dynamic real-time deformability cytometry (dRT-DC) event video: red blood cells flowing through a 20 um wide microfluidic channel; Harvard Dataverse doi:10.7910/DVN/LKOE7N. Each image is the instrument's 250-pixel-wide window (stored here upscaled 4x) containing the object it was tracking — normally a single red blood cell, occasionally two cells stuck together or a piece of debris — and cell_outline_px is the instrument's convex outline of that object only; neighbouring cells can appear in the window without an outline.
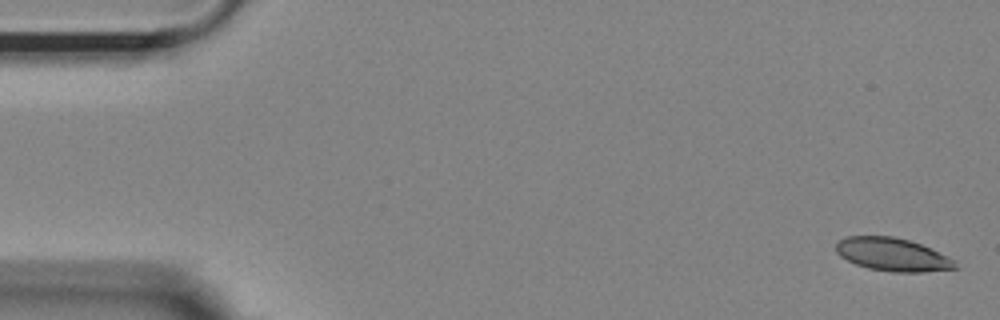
{"species": "Egyptian fruit bat (a non-hibernating species)", "species_latin": "Rousettus aegyptiacus", "temperature_condition": "room temperature", "stored_images_in_passage": 7, "camera_frame_rate_fps": 3000, "um_per_image_px": 0.085, "animal": {"sex": "female"}, "frame": {"image": 1, "passage_image": 1, "time_ms": 0.0, "image_size_px": [1000, 320], "cell_outline_px": [[960, 268], [920, 272], [892, 272], [868, 268], [856, 264], [840, 256], [836, 252], [836, 244], [840, 240], [848, 236], [892, 236], [908, 240], [920, 244], [956, 260]], "centroid_in_image_um": [75.88, 21.64], "position_along_channel_um": 9.1, "area_um2": 22.89}}